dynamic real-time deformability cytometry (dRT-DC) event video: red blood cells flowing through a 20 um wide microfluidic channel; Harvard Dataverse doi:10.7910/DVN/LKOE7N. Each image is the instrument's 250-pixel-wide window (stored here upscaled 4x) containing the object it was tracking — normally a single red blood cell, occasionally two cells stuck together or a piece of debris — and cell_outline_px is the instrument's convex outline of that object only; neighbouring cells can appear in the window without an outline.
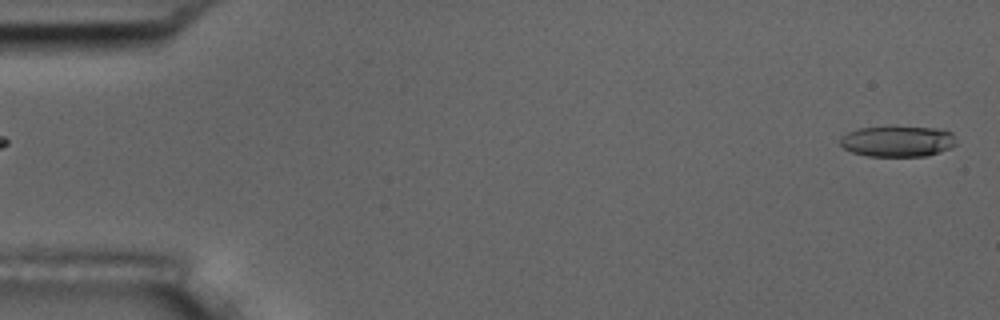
{"species": "common noctule bat (a hibernating species)", "species_latin": "Nyctalus noctula", "temperature_condition": "room temperature", "stored_images_in_passage": 5, "segment_of_instrument_passage": [2, 2], "camera_frame_rate_fps": 3000, "um_per_image_px": 0.085, "animal": {"sex": "male", "body_mass_g": 17.5, "forearm_length_mm": 52.3}, "frame": {"image": 1, "passage_image": 5, "time_ms": 5.667, "image_size_px": [1000, 320], "cell_outline_px": [[956, 144], [952, 148], [928, 156], [868, 156], [852, 152], [844, 148], [840, 144], [840, 136], [848, 132], [860, 128], [888, 124], [892, 124], [940, 128], [952, 132], [956, 140]], "centroid_in_image_um": [76.32, 11.96], "position_along_channel_um": 8.7, "area_um2": 21.91}}